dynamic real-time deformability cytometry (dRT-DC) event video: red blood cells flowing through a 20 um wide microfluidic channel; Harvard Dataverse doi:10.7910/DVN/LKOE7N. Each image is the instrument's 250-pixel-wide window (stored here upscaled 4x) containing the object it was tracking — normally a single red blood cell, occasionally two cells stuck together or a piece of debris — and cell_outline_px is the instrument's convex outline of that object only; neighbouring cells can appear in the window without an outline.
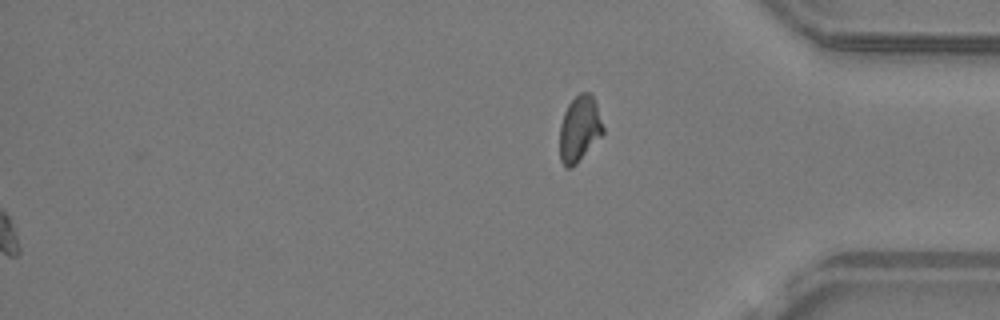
{"species": "common noctule bat (a hibernating species)", "species_latin": "Nyctalus noctula", "temperature_condition": "warm", "stored_images_in_passage": 43, "segment_of_instrument_passage": [2, 2], "camera_frame_rate_fps": 3000, "um_per_image_px": 0.085, "animal": {"sex": "male", "body_mass_g": 19.2, "forearm_length_mm": 51.8}, "frame": {"image": 1, "passage_image": 43, "time_ms": 14.0, "image_size_px": [1000, 320], "cell_outline_px": [[604, 132], [576, 164], [572, 168], [564, 168], [560, 160], [560, 124], [564, 112], [568, 104], [580, 92], [588, 92], [596, 100], [604, 128]], "centroid_in_image_um": [49.25, 10.95], "position_along_channel_um": 386.0, "area_um2": 16.7}}